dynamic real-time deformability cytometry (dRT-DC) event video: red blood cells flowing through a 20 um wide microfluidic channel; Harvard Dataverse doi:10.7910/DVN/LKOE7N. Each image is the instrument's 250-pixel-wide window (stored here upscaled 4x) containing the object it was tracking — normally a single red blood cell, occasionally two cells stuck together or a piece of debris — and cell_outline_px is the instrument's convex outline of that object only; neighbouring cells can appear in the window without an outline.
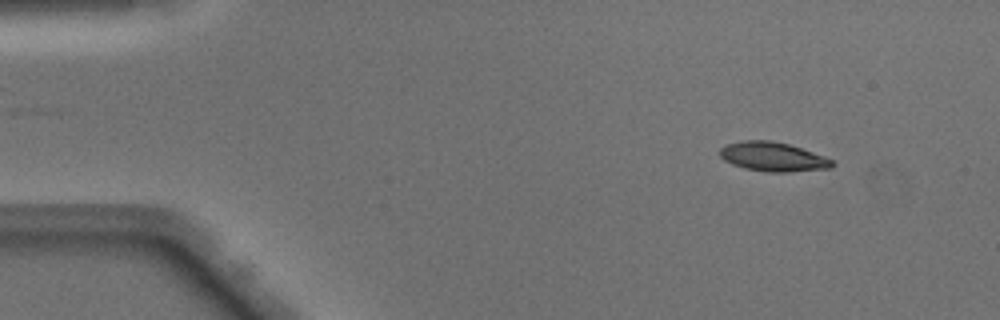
{"species": "Egyptian fruit bat (a non-hibernating species)", "species_latin": "Rousettus aegyptiacus", "temperature_condition": "warm", "stored_images_in_passage": 49, "camera_frame_rate_fps": 3000, "um_per_image_px": 0.085, "animal": {"sex": "male"}, "frame": {"image": 1, "passage_image": 5, "time_ms": 1.333, "image_size_px": [1000, 320], "cell_outline_px": [[836, 164], [832, 168], [788, 172], [768, 172], [744, 168], [732, 164], [724, 160], [720, 156], [720, 148], [728, 144], [744, 140], [772, 140], [788, 144], [824, 156], [832, 160]], "centroid_in_image_um": [65.71, 13.33], "position_along_channel_um": 19.3, "area_um2": 19.07}}
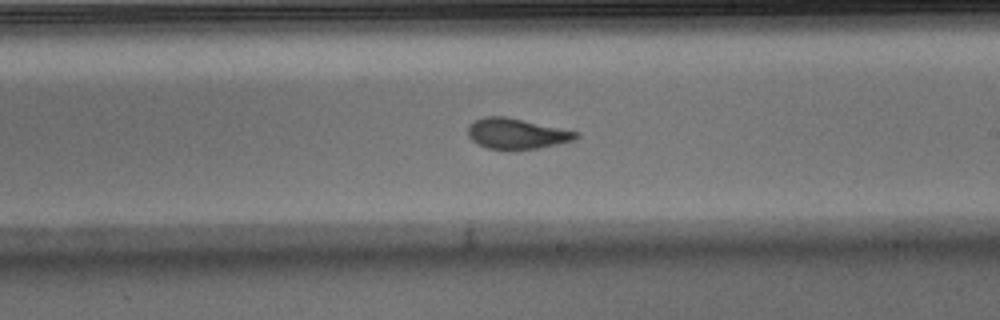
{"frame": {"image": 2, "passage_image": 28, "time_ms": 9.0, "image_size_px": [1000, 320], "cell_outline_px": [[580, 136], [576, 140], [540, 148], [488, 148], [472, 140], [468, 136], [468, 124], [484, 116], [504, 116], [580, 132]], "centroid_in_image_um": [43.95, 11.34], "position_along_channel_um": 245.0, "area_um2": 18.96}}
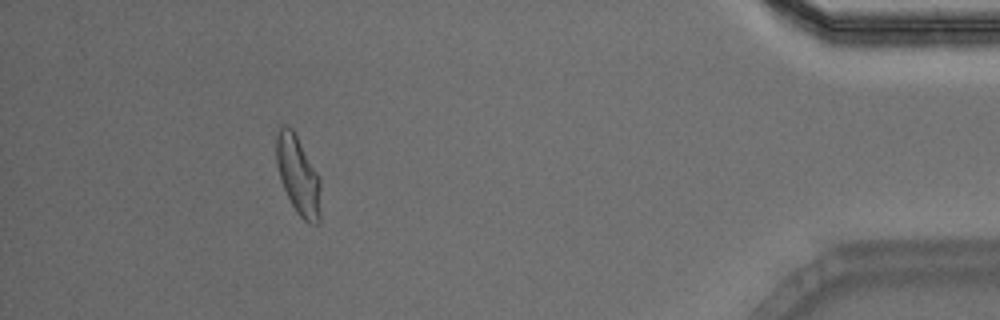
{"frame": {"image": 3, "passage_image": 44, "time_ms": 14.333, "image_size_px": [1000, 320], "cell_outline_px": [[320, 220], [316, 224], [308, 224], [296, 212], [284, 188], [276, 164], [276, 136], [280, 128], [284, 124], [288, 124], [292, 128], [316, 172], [320, 180]], "centroid_in_image_um": [25.33, 14.92], "position_along_channel_um": 409.9, "area_um2": 20.0}, "authors_computed_cell_mechanics": {"area_um2": 19.5364, "velocity_mm_per_s": 4.1244, "shape_relaxation_time_tau1_ms": 3.8234, "shape_relaxation_time_tau2_ms": 1.0303, "deformation_change_tau1": 0.185, "deformation_change_tau2": 0.0769}}